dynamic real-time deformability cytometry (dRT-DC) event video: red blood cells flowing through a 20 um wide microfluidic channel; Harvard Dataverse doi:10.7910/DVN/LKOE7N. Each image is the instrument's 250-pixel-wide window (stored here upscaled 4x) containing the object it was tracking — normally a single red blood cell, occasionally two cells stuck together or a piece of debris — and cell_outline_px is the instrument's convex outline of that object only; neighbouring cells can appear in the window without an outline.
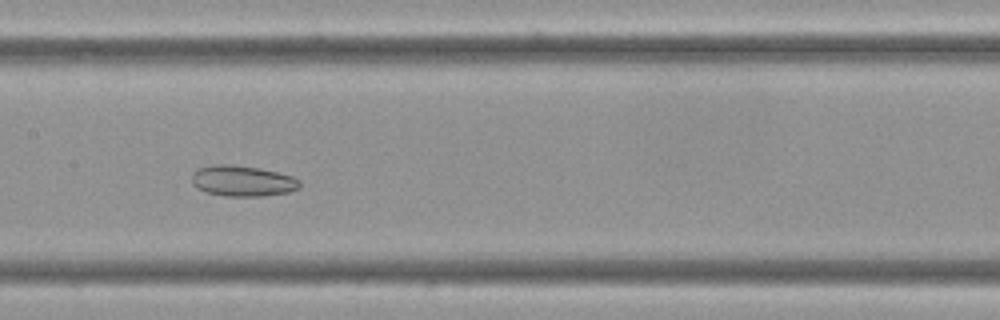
{"species": "Egyptian fruit bat (a non-hibernating species)", "species_latin": "Rousettus aegyptiacus", "temperature_condition": "cold", "stored_images_in_passage": 45, "camera_frame_rate_fps": 3000, "um_per_image_px": 0.085, "frame": {"image": 1, "passage_image": 14, "time_ms": 4.333, "image_size_px": [1000, 320], "cell_outline_px": [[300, 188], [288, 192], [264, 196], [224, 196], [204, 192], [196, 188], [192, 184], [192, 176], [200, 168], [216, 164], [232, 164], [256, 168], [276, 172], [292, 176], [300, 180]], "centroid_in_image_um": [20.61, 15.39], "position_along_channel_um": 186.8, "area_um2": 19.31}}
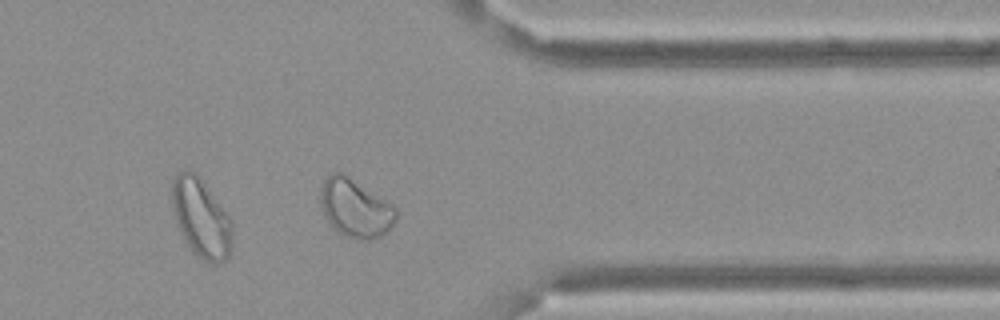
{"frame": {"image": 2, "passage_image": 32, "time_ms": 10.333, "image_size_px": [1000, 320], "cell_outline_px": [[396, 220], [380, 236], [368, 240], [356, 240], [344, 236], [332, 228], [320, 208], [320, 188], [324, 180], [332, 172], [344, 172], [392, 204], [396, 208]], "centroid_in_image_um": [30.16, 17.68], "position_along_channel_um": 381.2, "area_um2": 25.89}}